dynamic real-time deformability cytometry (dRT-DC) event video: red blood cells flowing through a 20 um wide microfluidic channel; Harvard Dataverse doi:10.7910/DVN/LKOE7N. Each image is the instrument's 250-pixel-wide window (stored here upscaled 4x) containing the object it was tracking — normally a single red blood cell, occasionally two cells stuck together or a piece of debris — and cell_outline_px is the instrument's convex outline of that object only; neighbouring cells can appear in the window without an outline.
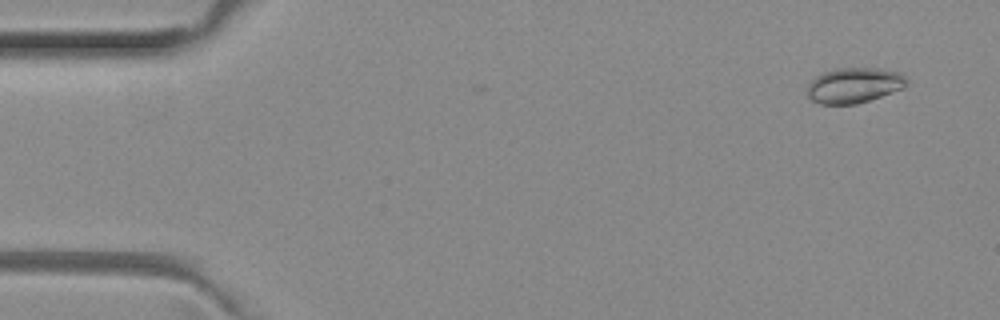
{"species": "common noctule bat (a hibernating species)", "species_latin": "Nyctalus noctula", "temperature_condition": "room temperature", "stored_images_in_passage": 52, "camera_frame_rate_fps": 3000, "um_per_image_px": 0.085, "animal": {"sex": "female", "body_mass_g": 29.2, "forearm_length_mm": 56.3}, "frame": {"image": 1, "passage_image": 4, "time_ms": 1.0, "image_size_px": [1000, 320], "cell_outline_px": [[908, 80], [900, 88], [880, 96], [856, 104], [820, 104], [812, 100], [808, 96], [808, 84], [816, 76], [824, 72], [836, 68], [876, 68], [900, 72]], "centroid_in_image_um": [72.55, 7.24], "position_along_channel_um": 12.4, "area_um2": 20.11}}
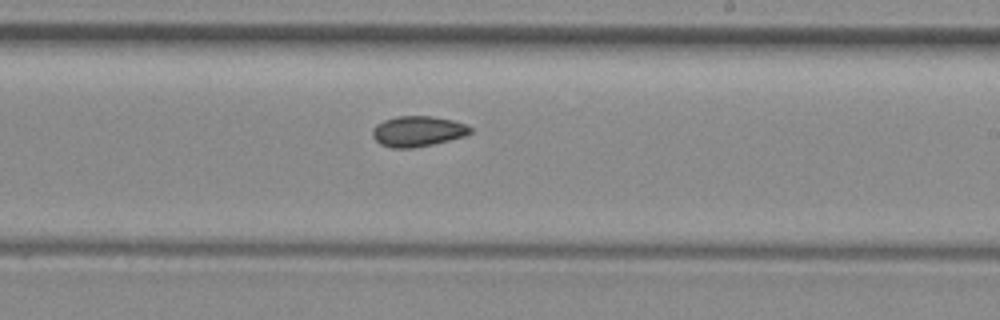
{"frame": {"image": 2, "passage_image": 31, "time_ms": 10.0, "image_size_px": [1000, 320], "cell_outline_px": [[472, 132], [464, 136], [432, 144], [412, 148], [392, 148], [380, 144], [372, 136], [372, 128], [376, 124], [384, 120], [396, 116], [432, 116], [452, 120], [468, 124], [472, 128]], "centroid_in_image_um": [35.5, 11.15], "position_along_channel_um": 253.5, "area_um2": 17.46}}
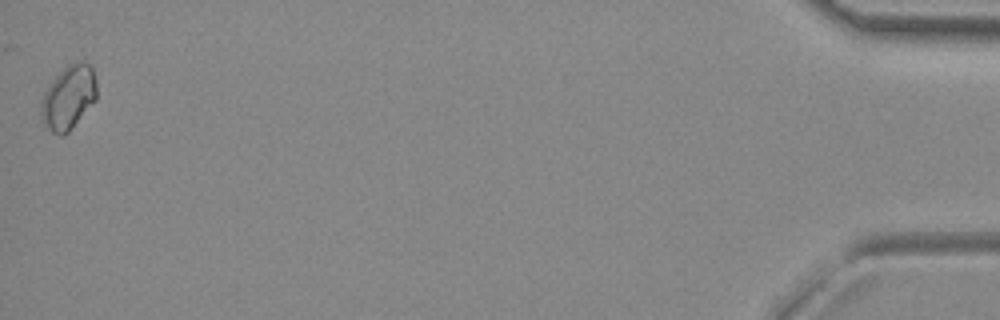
{"frame": {"image": 3, "passage_image": 52, "time_ms": 17.0, "image_size_px": [1000, 320], "cell_outline_px": [[96, 100], [68, 132], [64, 136], [60, 136], [52, 132], [40, 120], [40, 100], [48, 84], [68, 64], [84, 60], [92, 68], [96, 80]], "centroid_in_image_um": [5.79, 8.29], "position_along_channel_um": 429.4, "area_um2": 20.92}}